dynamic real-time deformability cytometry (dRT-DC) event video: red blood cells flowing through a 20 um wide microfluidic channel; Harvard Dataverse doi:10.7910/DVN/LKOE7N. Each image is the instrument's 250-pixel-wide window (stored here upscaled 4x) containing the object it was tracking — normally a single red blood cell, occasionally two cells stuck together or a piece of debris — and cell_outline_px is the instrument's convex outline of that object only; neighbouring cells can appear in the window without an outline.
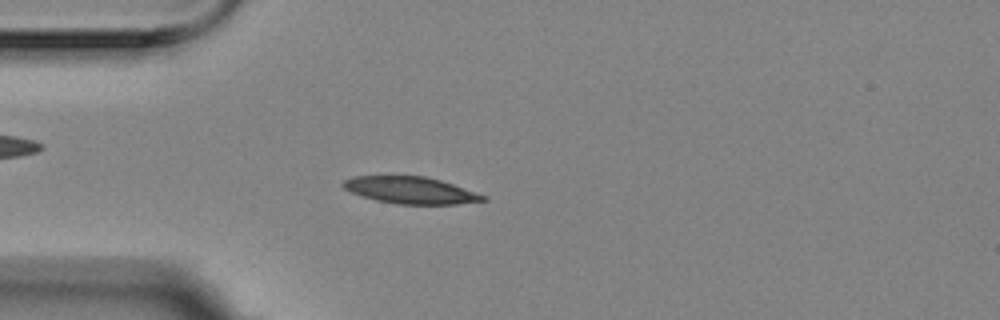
{"species": "Egyptian fruit bat (a non-hibernating species)", "species_latin": "Rousettus aegyptiacus", "temperature_condition": "room temperature", "stored_images_in_passage": 4, "camera_frame_rate_fps": 3000, "um_per_image_px": 0.085, "animal": {"sex": "female"}, "frame": {"image": 1, "passage_image": 4, "time_ms": 1.0, "image_size_px": [1000, 320], "cell_outline_px": [[488, 200], [456, 204], [396, 204], [376, 200], [352, 192], [344, 188], [340, 184], [344, 180], [356, 176], [424, 176], [440, 180], [488, 196]], "centroid_in_image_um": [34.92, 16.17], "position_along_channel_um": 50.1, "area_um2": 21.73}}